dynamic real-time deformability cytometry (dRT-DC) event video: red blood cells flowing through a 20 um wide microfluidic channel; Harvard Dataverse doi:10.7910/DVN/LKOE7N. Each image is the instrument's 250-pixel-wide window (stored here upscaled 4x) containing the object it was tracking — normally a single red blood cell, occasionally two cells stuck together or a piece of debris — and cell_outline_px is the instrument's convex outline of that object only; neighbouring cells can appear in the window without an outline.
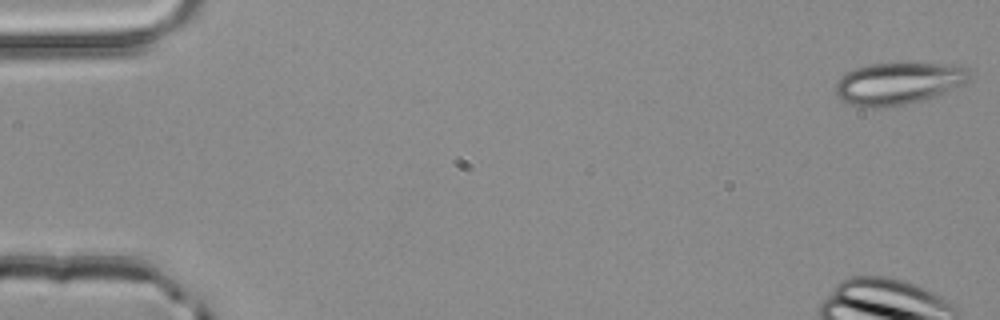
{"species": "common noctule bat (a hibernating species)", "species_latin": "Nyctalus noctula", "temperature_condition": "room temperature", "stored_images_in_passage": 52, "camera_frame_rate_fps": 3000, "um_per_image_px": 0.085, "animal": {"sex": "male", "body_mass_g": 20.4}, "frame": {"image": 1, "passage_image": 1, "time_ms": 0.0, "image_size_px": [1000, 320], "cell_outline_px": [[972, 76], [964, 84], [948, 92], [936, 96], [904, 104], [884, 108], [860, 108], [840, 100], [836, 96], [836, 80], [844, 72], [856, 68], [872, 64], [908, 60], [968, 64]], "centroid_in_image_um": [76.44, 7.03], "position_along_channel_um": 8.6, "area_um2": 34.85}}